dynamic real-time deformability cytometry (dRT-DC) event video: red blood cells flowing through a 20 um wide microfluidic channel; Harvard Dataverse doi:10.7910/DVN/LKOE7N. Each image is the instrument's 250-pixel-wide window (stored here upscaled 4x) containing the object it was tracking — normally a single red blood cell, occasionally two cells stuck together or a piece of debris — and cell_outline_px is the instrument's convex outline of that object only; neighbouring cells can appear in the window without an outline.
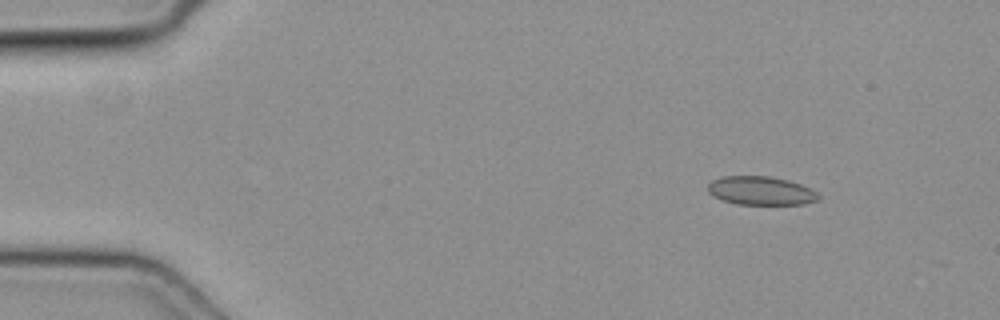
{"species": "common noctule bat (a hibernating species)", "species_latin": "Nyctalus noctula", "temperature_condition": "cold", "stored_images_in_passage": 17, "camera_frame_rate_fps": 3000, "um_per_image_px": 0.085, "animal": {"sex": "female", "body_mass_g": 19.3, "forearm_length_mm": 54.1}, "frame": {"image": 1, "passage_image": 7, "time_ms": 2.0, "image_size_px": [1000, 320], "cell_outline_px": [[820, 200], [804, 204], [736, 204], [712, 196], [708, 192], [708, 184], [712, 180], [720, 176], [768, 176], [788, 180], [800, 184], [816, 192], [820, 196]], "centroid_in_image_um": [64.66, 16.21], "position_along_channel_um": 20.3, "area_um2": 18.44}}
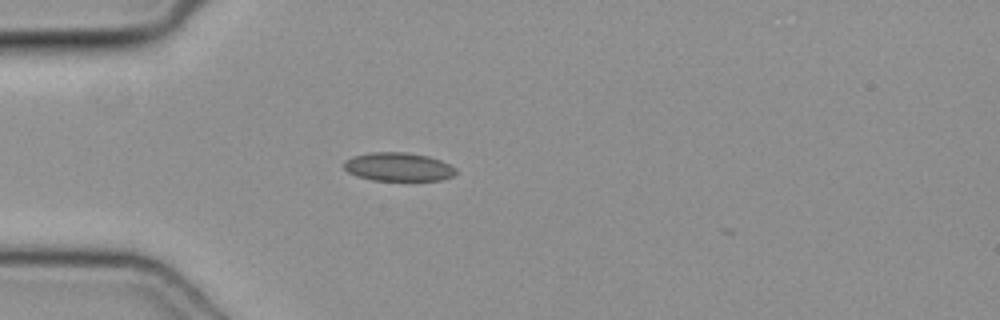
{"frame": {"image": 2, "passage_image": 15, "time_ms": 4.667, "image_size_px": [1000, 320], "cell_outline_px": [[456, 172], [452, 176], [440, 180], [372, 180], [356, 176], [348, 172], [344, 168], [344, 160], [352, 156], [372, 152], [408, 152], [428, 156], [440, 160], [456, 168]], "centroid_in_image_um": [33.83, 14.17], "position_along_channel_um": 51.2, "area_um2": 18.61}}